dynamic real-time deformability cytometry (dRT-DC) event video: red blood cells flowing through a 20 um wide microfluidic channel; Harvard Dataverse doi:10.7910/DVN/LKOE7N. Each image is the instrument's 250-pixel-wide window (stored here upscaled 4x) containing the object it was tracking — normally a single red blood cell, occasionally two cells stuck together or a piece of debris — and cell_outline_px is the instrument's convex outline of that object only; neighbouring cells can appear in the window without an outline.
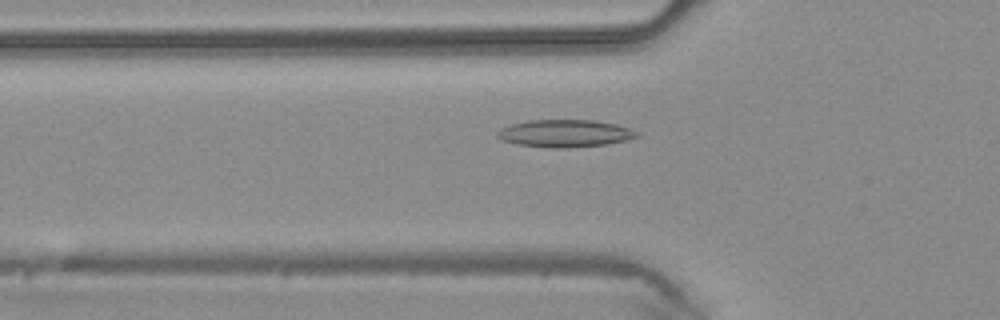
{"species": "common noctule bat (a hibernating species)", "species_latin": "Nyctalus noctula", "temperature_condition": "warm", "stored_images_in_passage": 31, "camera_frame_rate_fps": 3000, "um_per_image_px": 0.085, "animal": {"sex": "male", "body_mass_g": 20.4}, "frame": {"image": 1, "passage_image": 2, "time_ms": 0.333, "image_size_px": [1000, 320], "cell_outline_px": [[640, 136], [608, 144], [564, 148], [548, 148], [516, 144], [500, 140], [496, 136], [496, 132], [500, 128], [512, 124], [528, 120], [596, 120], [616, 124], [640, 132]], "centroid_in_image_um": [47.99, 11.34], "position_along_channel_um": 77.8, "area_um2": 22.48}}
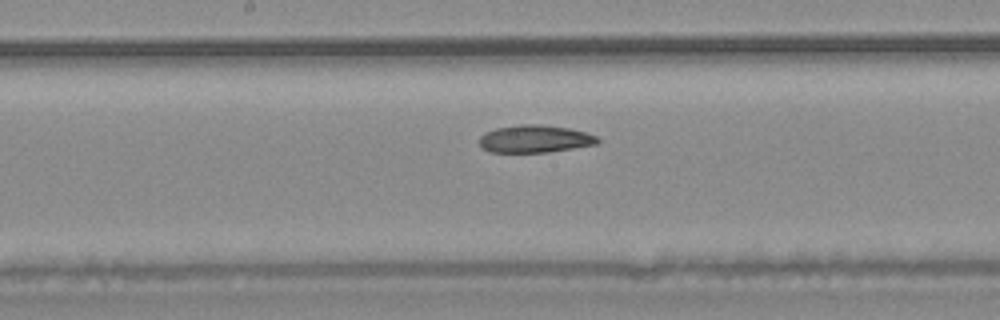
{"frame": {"image": 2, "passage_image": 10, "time_ms": 3.0, "image_size_px": [1000, 320], "cell_outline_px": [[600, 140], [596, 144], [548, 152], [488, 152], [480, 148], [480, 136], [484, 132], [496, 128], [520, 124], [540, 124], [568, 128], [584, 132], [596, 136]], "centroid_in_image_um": [45.41, 11.8], "position_along_channel_um": 202.8, "area_um2": 18.96}}
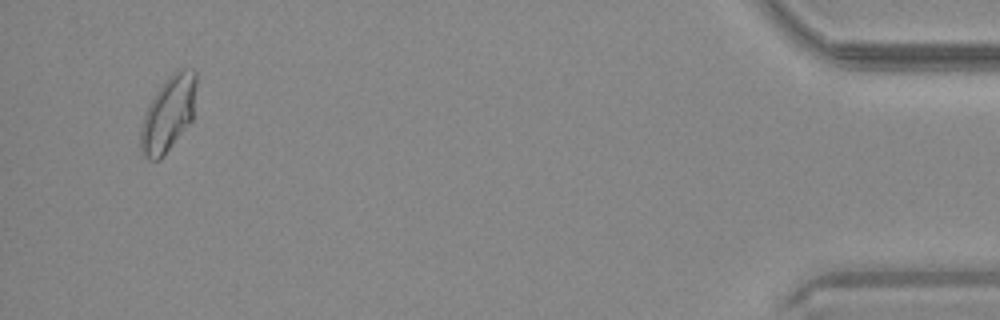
{"frame": {"image": 3, "passage_image": 29, "time_ms": 9.333, "image_size_px": [1000, 320], "cell_outline_px": [[196, 84], [192, 120], [160, 160], [148, 160], [140, 152], [140, 128], [148, 104], [156, 92], [168, 76], [176, 68], [192, 68], [196, 72]], "centroid_in_image_um": [14.29, 9.65], "position_along_channel_um": 420.9, "area_um2": 24.51}}